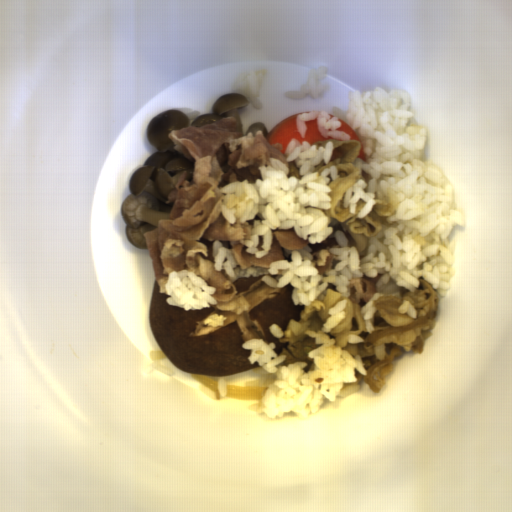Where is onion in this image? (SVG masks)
I'll return each instance as SVG.
<instances>
[{
    "instance_id": "06740285",
    "label": "onion",
    "mask_w": 512,
    "mask_h": 512,
    "mask_svg": "<svg viewBox=\"0 0 512 512\" xmlns=\"http://www.w3.org/2000/svg\"><path fill=\"white\" fill-rule=\"evenodd\" d=\"M268 386L227 385L226 398L234 400H262Z\"/></svg>"
}]
</instances>
